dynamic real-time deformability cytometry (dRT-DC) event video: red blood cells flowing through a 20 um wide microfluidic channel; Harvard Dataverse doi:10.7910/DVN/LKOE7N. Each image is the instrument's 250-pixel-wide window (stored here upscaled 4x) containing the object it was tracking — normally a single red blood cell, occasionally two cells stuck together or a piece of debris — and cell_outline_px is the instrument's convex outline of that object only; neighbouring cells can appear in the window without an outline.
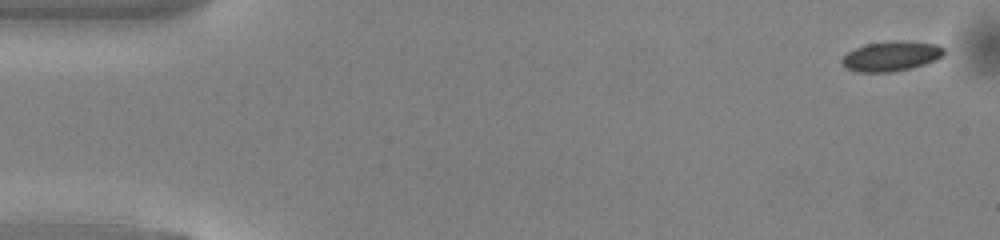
{"species": "common noctule bat (a hibernating species)", "species_latin": "Nyctalus noctula", "temperature_condition": "warm", "stored_images_in_passage": 50, "segment_of_instrument_passage": [1, 2], "camera_frame_rate_fps": 3000, "um_per_image_px": 0.085, "animal": {"sex": "male", "body_mass_g": 13.0, "forearm_length_mm": 53.1}, "frame": {"image": 1, "passage_image": 1, "time_ms": 0.0, "image_size_px": [1000, 240], "cell_outline_px": [[944, 52], [936, 60], [924, 64], [908, 68], [888, 72], [856, 72], [844, 68], [840, 60], [848, 52], [856, 48], [868, 44], [896, 40], [904, 40], [936, 44], [944, 48]], "centroid_in_image_um": [75.72, 4.77], "position_along_channel_um": 9.3, "area_um2": 17.63}}
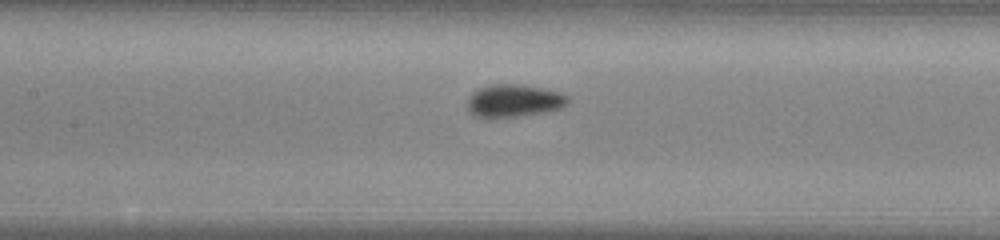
{"frame": {"image": 2, "passage_image": 22, "time_ms": 7.0, "image_size_px": [1000, 240], "cell_outline_px": [[568, 100], [560, 108], [544, 112], [488, 120], [472, 116], [468, 112], [468, 96], [472, 92], [488, 84], [516, 84], [540, 88], [560, 92], [568, 96]], "centroid_in_image_um": [43.57, 8.59], "position_along_channel_um": 163.8, "area_um2": 19.36}}
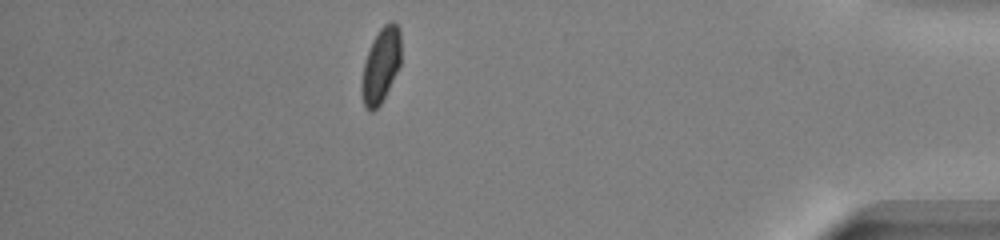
{"frame": {"image": 3, "passage_image": 43, "time_ms": 14.0, "image_size_px": [1000, 240], "cell_outline_px": [[400, 64], [380, 104], [372, 112], [368, 112], [364, 108], [360, 92], [360, 84], [364, 60], [372, 40], [380, 28], [384, 24], [392, 20], [400, 28]], "centroid_in_image_um": [32.33, 5.56], "position_along_channel_um": 402.9, "area_um2": 17.34}}